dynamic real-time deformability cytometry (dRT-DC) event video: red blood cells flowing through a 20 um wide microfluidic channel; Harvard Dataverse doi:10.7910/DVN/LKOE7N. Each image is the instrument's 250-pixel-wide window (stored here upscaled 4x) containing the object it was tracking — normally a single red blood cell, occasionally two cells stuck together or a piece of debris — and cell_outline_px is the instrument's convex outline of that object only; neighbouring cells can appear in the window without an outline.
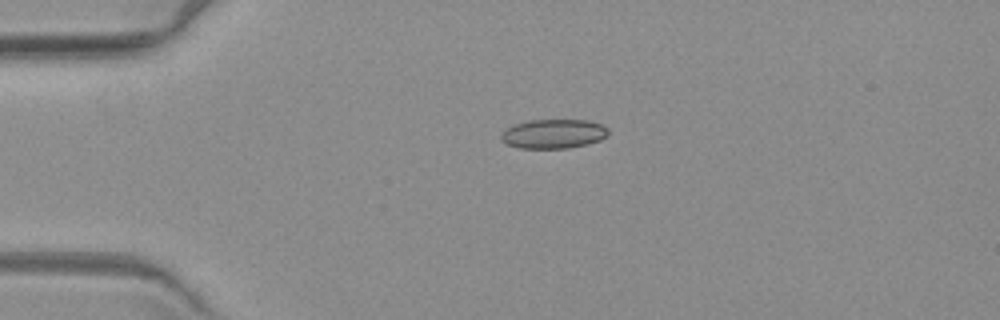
{"species": "common noctule bat (a hibernating species)", "species_latin": "Nyctalus noctula", "temperature_condition": "warm", "stored_images_in_passage": 5, "camera_frame_rate_fps": 3000, "um_per_image_px": 0.085, "animal": {"sex": "female", "body_mass_g": 19.3, "forearm_length_mm": 54.1}, "frame": {"image": 1, "passage_image": 5, "time_ms": 5.333, "image_size_px": [1000, 320], "cell_outline_px": [[608, 136], [600, 140], [588, 144], [568, 148], [520, 148], [504, 144], [500, 140], [500, 136], [504, 128], [528, 120], [588, 120], [600, 124], [608, 128]], "centroid_in_image_um": [47.02, 11.38], "position_along_channel_um": 38.0, "area_um2": 18.5}}